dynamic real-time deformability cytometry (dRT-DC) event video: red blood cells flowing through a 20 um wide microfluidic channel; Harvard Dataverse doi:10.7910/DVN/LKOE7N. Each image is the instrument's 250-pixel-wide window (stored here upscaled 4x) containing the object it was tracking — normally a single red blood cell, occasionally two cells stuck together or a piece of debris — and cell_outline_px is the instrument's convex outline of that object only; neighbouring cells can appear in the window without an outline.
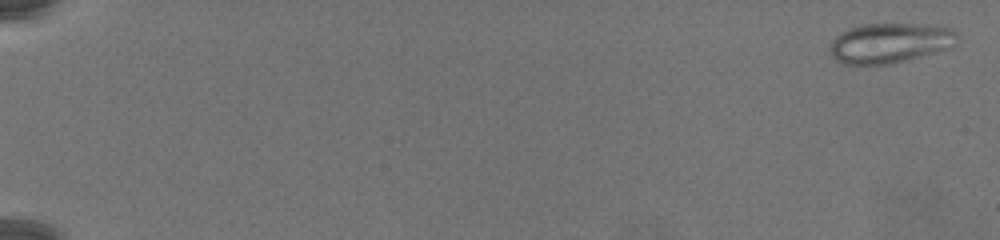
{"species": "common noctule bat (a hibernating species)", "species_latin": "Nyctalus noctula", "temperature_condition": "warm", "stored_images_in_passage": 79, "camera_frame_rate_fps": 3000, "um_per_image_px": 0.085, "animal": {"sex": "female", "body_mass_g": 19.5, "forearm_length_mm": 54.1}, "frame": {"image": 1, "passage_image": 2, "time_ms": 0.333, "image_size_px": [1000, 240], "cell_outline_px": [[960, 40], [956, 44], [948, 48], [936, 52], [888, 64], [848, 64], [836, 60], [828, 52], [828, 48], [832, 40], [836, 36], [848, 28], [860, 24], [928, 24], [948, 28], [956, 32], [960, 36]], "centroid_in_image_um": [75.64, 3.64], "position_along_channel_um": 9.4, "area_um2": 29.77}}
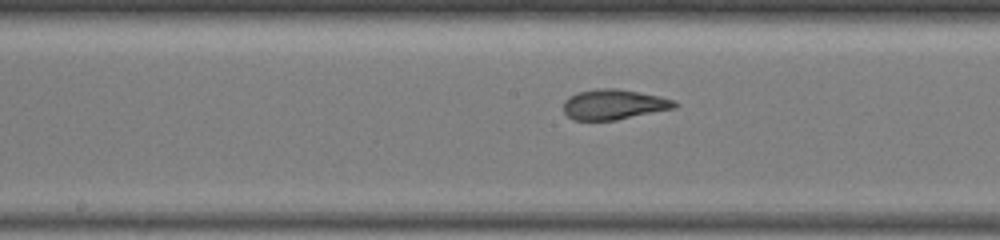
{"frame": {"image": 2, "passage_image": 45, "time_ms": 14.667, "image_size_px": [1000, 240], "cell_outline_px": [[680, 104], [676, 108], [616, 120], [572, 120], [564, 112], [564, 100], [568, 96], [576, 92], [600, 88], [616, 88], [660, 96], [672, 100]], "centroid_in_image_um": [52.16, 8.88], "position_along_channel_um": 196.0, "area_um2": 19.65}}
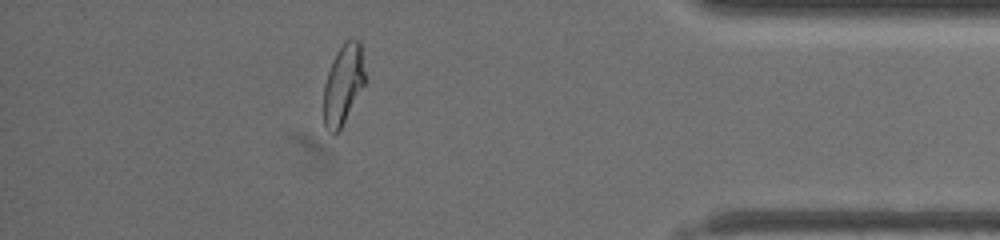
{"frame": {"image": 3, "passage_image": 71, "time_ms": 23.333, "image_size_px": [1000, 240], "cell_outline_px": [[364, 84], [340, 128], [332, 136], [324, 128], [324, 84], [332, 60], [336, 52], [344, 40], [352, 36], [360, 40], [364, 72]], "centroid_in_image_um": [29.15, 7.12], "position_along_channel_um": 406.1, "area_um2": 19.19}}